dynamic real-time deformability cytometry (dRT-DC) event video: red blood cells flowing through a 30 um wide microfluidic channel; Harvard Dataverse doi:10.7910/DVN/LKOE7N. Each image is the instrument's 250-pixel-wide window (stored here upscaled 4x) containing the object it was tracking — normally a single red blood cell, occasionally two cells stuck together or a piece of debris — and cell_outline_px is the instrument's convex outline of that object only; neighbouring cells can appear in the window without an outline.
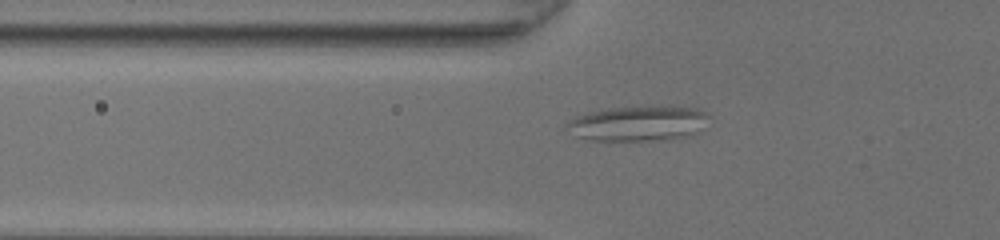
{"species": "common noctule bat (a hibernating species)", "species_latin": "Nyctalus noctula", "temperature_condition": "room temperature", "stored_images_in_passage": 52, "camera_frame_rate_fps": 3000, "um_per_image_px": 0.085, "animal": {"sex": "female", "body_mass_g": 20.0, "forearm_length_mm": 54.0}, "frame": {"image": 1, "passage_image": 21, "time_ms": 6.667, "image_size_px": [1000, 240], "cell_outline_px": [[712, 116], [692, 136], [668, 140], [588, 140], [564, 128], [564, 124], [576, 116], [600, 108], [652, 104], [672, 104], [700, 108], [708, 112]], "centroid_in_image_um": [54.33, 10.43], "position_along_channel_um": 71.5, "area_um2": 30.52}}
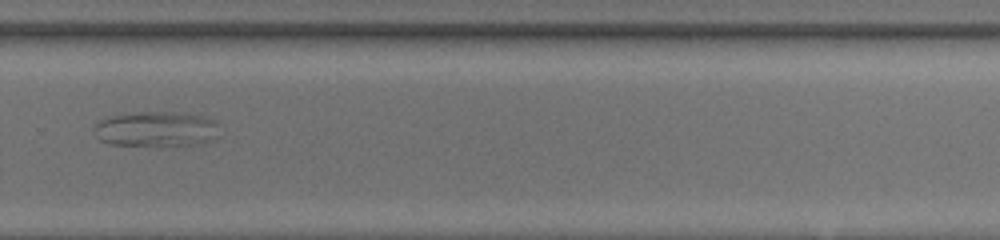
{"frame": {"image": 2, "passage_image": 39, "time_ms": 12.667, "image_size_px": [1000, 240], "cell_outline_px": [[220, 136], [212, 140], [200, 144], [108, 144], [100, 140], [96, 136], [96, 124], [100, 120], [108, 116], [132, 112], [184, 112], [204, 116], [216, 120], [220, 124]], "centroid_in_image_um": [13.37, 10.93], "position_along_channel_um": 316.4, "area_um2": 25.78}}
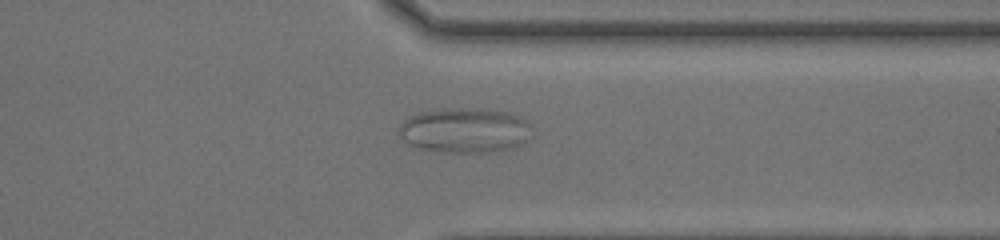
{"frame": {"image": 3, "passage_image": 43, "time_ms": 14.0, "image_size_px": [1000, 240], "cell_outline_px": [[532, 136], [524, 144], [512, 148], [492, 152], [444, 152], [420, 148], [408, 144], [396, 132], [396, 128], [408, 116], [420, 112], [504, 112], [516, 116], [532, 124]], "centroid_in_image_um": [39.51, 11.17], "position_along_channel_um": 371.9, "area_um2": 33.58}}